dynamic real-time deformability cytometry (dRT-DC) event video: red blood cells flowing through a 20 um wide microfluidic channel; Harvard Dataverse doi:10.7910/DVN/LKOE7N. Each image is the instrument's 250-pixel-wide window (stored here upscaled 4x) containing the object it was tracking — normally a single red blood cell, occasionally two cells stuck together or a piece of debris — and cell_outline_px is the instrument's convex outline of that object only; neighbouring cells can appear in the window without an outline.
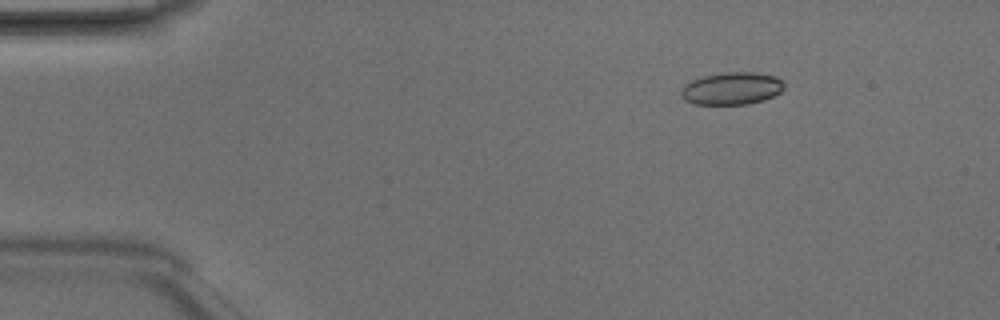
{"species": "Egyptian fruit bat (a non-hibernating species)", "species_latin": "Rousettus aegyptiacus", "temperature_condition": "room temperature", "stored_images_in_passage": 4, "camera_frame_rate_fps": 3000, "um_per_image_px": 0.085, "animal": {"sex": "male"}, "frame": {"image": 1, "passage_image": 2, "time_ms": 0.333, "image_size_px": [1000, 320], "cell_outline_px": [[784, 88], [780, 92], [764, 100], [748, 104], [692, 104], [684, 100], [680, 96], [680, 92], [684, 84], [692, 80], [704, 76], [724, 72], [756, 72], [776, 76], [784, 84]], "centroid_in_image_um": [62.17, 7.52], "position_along_channel_um": 22.8, "area_um2": 19.59}}